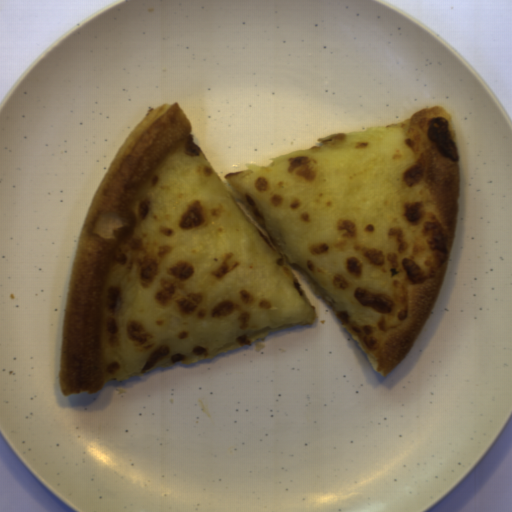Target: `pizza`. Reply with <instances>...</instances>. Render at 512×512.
Here are the masks:
<instances>
[{"instance_id":"1","label":"pizza","mask_w":512,"mask_h":512,"mask_svg":"<svg viewBox=\"0 0 512 512\" xmlns=\"http://www.w3.org/2000/svg\"><path fill=\"white\" fill-rule=\"evenodd\" d=\"M178 102L117 149L82 222L62 330V394L192 365L329 306L387 377L443 290L460 211L453 115L425 105L386 127L227 173ZM295 271V272H294Z\"/></svg>"}]
</instances>
